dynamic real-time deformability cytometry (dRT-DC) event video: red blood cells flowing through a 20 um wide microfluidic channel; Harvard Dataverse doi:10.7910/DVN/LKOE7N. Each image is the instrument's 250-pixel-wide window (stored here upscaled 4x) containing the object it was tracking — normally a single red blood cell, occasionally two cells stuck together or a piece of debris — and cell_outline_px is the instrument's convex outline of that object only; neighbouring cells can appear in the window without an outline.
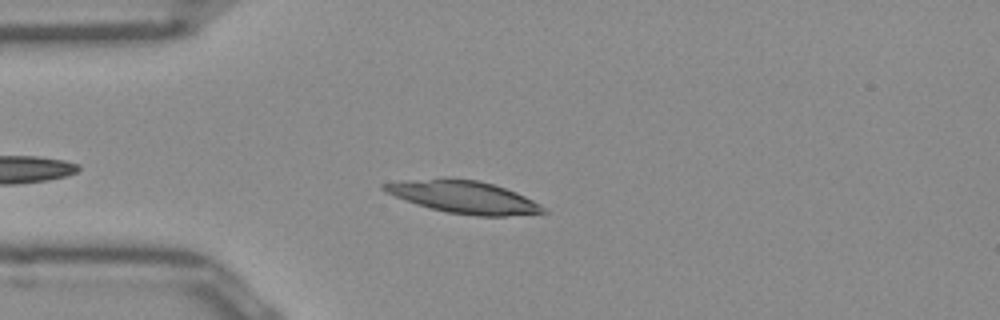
{"species": "Egyptian fruit bat (a non-hibernating species)", "species_latin": "Rousettus aegyptiacus", "temperature_condition": "room temperature", "stored_images_in_passage": 35, "camera_frame_rate_fps": 3000, "um_per_image_px": 0.085, "frame": {"image": 1, "passage_image": 7, "time_ms": 2.0, "image_size_px": [1000, 320], "cell_outline_px": [[548, 212], [504, 216], [476, 216], [448, 212], [416, 204], [396, 196], [380, 188], [380, 184], [408, 180], [476, 180], [492, 184], [516, 192], [540, 204]], "centroid_in_image_um": [39.45, 16.77], "position_along_channel_um": 45.5, "area_um2": 28.96}}
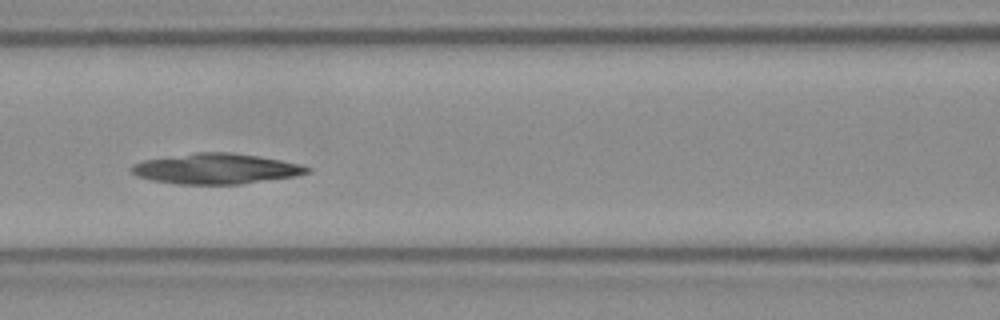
{"frame": {"image": 2, "passage_image": 16, "time_ms": 5.0, "image_size_px": [1000, 320], "cell_outline_px": [[312, 168], [308, 172], [292, 176], [240, 184], [176, 184], [152, 180], [136, 176], [132, 172], [132, 164], [144, 160], [196, 152], [232, 152], [280, 160], [300, 164]], "centroid_in_image_um": [18.32, 14.34], "position_along_channel_um": 148.3, "area_um2": 30.81}}
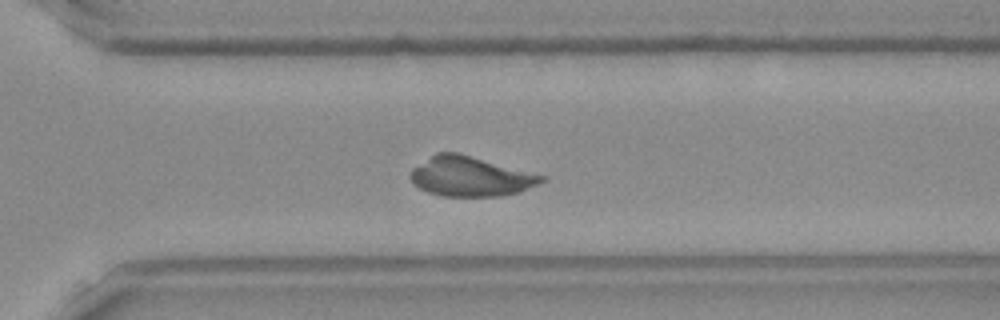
{"frame": {"image": 3, "passage_image": 30, "time_ms": 9.667, "image_size_px": [1000, 320], "cell_outline_px": [[544, 180], [520, 192], [500, 196], [440, 196], [428, 192], [420, 188], [412, 180], [412, 168], [436, 152], [460, 152], [544, 176]], "centroid_in_image_um": [39.97, 14.99], "position_along_channel_um": 330.6, "area_um2": 30.06}}